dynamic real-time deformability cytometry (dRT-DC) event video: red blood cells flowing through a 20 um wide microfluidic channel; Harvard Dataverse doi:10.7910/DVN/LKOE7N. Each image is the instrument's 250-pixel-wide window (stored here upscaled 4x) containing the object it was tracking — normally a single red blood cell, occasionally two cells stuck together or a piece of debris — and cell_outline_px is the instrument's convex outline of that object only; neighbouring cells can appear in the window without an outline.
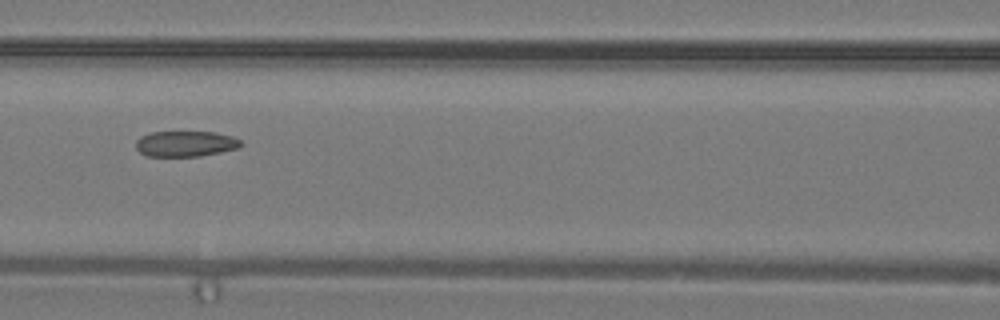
{"species": "common noctule bat (a hibernating species)", "species_latin": "Nyctalus noctula", "temperature_condition": "warm", "stored_images_in_passage": 4, "camera_frame_rate_fps": 3000, "um_per_image_px": 0.085, "animal": {"sex": "male", "body_mass_g": 19.2, "forearm_length_mm": 51.8}, "frame": {"image": 1, "passage_image": 4, "time_ms": 1.0, "image_size_px": [1000, 320], "cell_outline_px": [[244, 144], [236, 148], [220, 152], [200, 156], [144, 156], [136, 148], [136, 140], [140, 136], [152, 132], [216, 132], [232, 136], [240, 140]], "centroid_in_image_um": [15.75, 12.22], "position_along_channel_um": 150.8, "area_um2": 15.72}}